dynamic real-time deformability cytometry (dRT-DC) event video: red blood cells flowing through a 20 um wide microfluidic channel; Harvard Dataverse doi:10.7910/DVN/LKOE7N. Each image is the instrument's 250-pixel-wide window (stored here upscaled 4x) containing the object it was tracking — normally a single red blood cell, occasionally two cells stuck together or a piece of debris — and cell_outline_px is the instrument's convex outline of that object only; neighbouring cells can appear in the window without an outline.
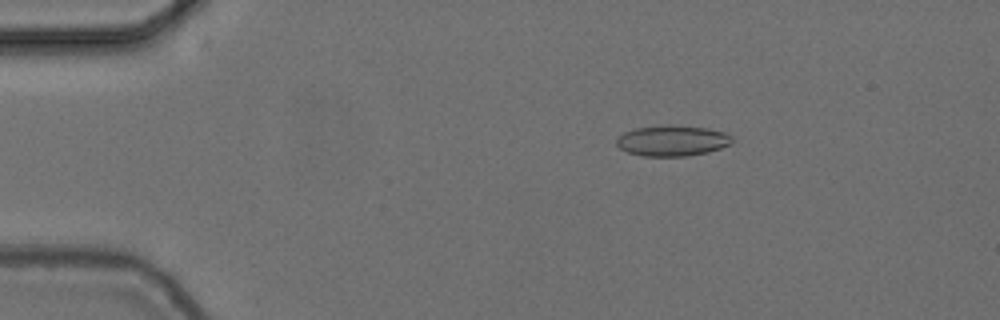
{"species": "common noctule bat (a hibernating species)", "species_latin": "Nyctalus noctula", "temperature_condition": "cold", "stored_images_in_passage": 55, "camera_frame_rate_fps": 3000, "um_per_image_px": 0.085, "animal": {"sex": "female", "body_mass_g": 24.6, "forearm_length_mm": 56.2}, "frame": {"image": 1, "passage_image": 10, "time_ms": 3.0, "image_size_px": [1000, 320], "cell_outline_px": [[732, 144], [708, 152], [684, 156], [644, 156], [628, 152], [620, 148], [616, 144], [616, 136], [624, 132], [636, 128], [664, 124], [668, 124], [708, 128], [724, 132], [732, 136]], "centroid_in_image_um": [57.13, 11.94], "position_along_channel_um": 27.9, "area_um2": 20.87}}
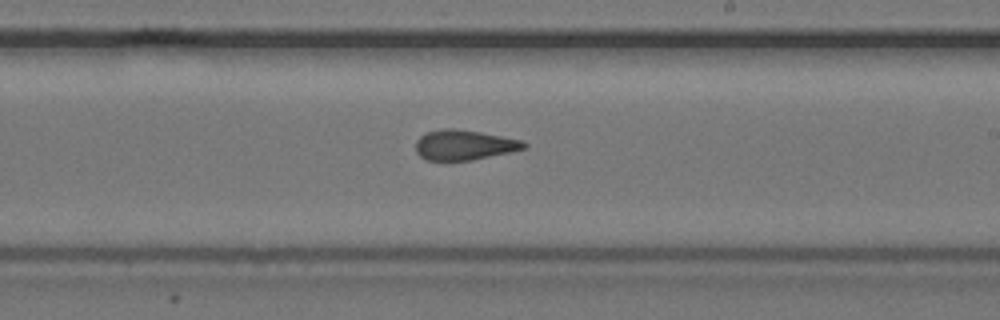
{"frame": {"image": 2, "passage_image": 33, "time_ms": 10.667, "image_size_px": [1000, 320], "cell_outline_px": [[528, 144], [524, 148], [508, 152], [472, 160], [424, 160], [416, 152], [416, 140], [424, 132], [444, 128], [452, 128], [480, 132], [524, 140]], "centroid_in_image_um": [39.42, 12.31], "position_along_channel_um": 249.6, "area_um2": 18.96}}
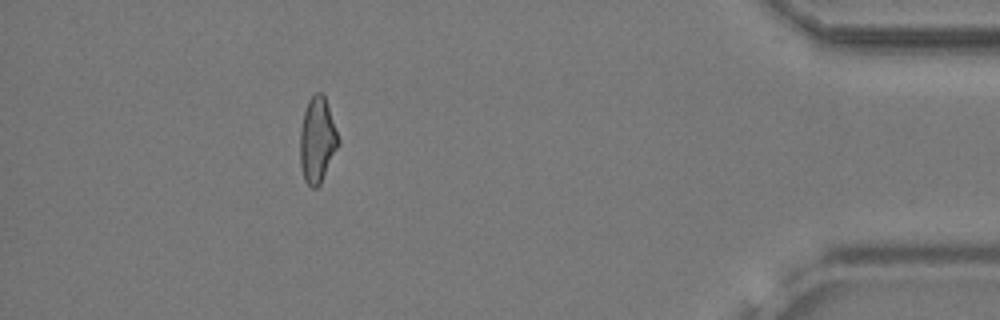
{"frame": {"image": 3, "passage_image": 50, "time_ms": 16.333, "image_size_px": [1000, 320], "cell_outline_px": [[340, 144], [320, 184], [316, 188], [312, 188], [304, 180], [300, 164], [300, 128], [304, 112], [308, 100], [316, 92], [320, 92], [324, 96], [340, 140]], "centroid_in_image_um": [26.96, 11.93], "position_along_channel_um": 408.2, "area_um2": 19.02}, "authors_computed_cell_mechanics": {"area_um2": 19.652, "velocity_mm_per_s": 3.7328, "shape_relaxation_time_tau1_ms": null, "shape_relaxation_time_tau2_ms": 2.7565, "deformation_change_tau1": null, "deformation_change_tau2": 0.1123}}